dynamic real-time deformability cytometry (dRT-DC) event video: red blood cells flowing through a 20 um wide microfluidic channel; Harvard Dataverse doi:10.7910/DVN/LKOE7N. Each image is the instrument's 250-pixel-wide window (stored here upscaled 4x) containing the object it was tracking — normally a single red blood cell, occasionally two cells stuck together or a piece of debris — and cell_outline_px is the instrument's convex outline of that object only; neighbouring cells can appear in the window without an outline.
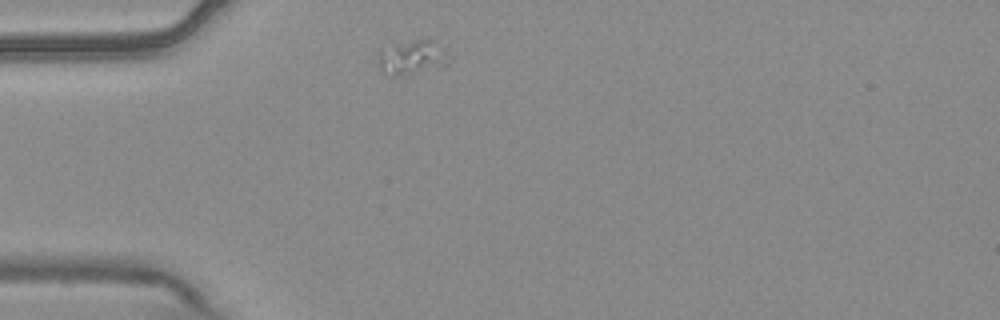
{"species": "common noctule bat (a hibernating species)", "species_latin": "Nyctalus noctula", "temperature_condition": "warm", "stored_images_in_passage": 1, "camera_frame_rate_fps": 3000, "um_per_image_px": 0.085, "animal": {"sex": "male", "body_mass_g": 20.4}, "frame": {"image": 1, "passage_image": 1, "time_ms": 0.0, "image_size_px": [1000, 320], "cell_outline_px": [[452, 60], [444, 68], [396, 76], [388, 76], [380, 68], [376, 60], [380, 48], [424, 36], [436, 36], [452, 56]], "centroid_in_image_um": [35.16, 4.81], "position_along_channel_um": 49.8, "area_um2": 15.72}}